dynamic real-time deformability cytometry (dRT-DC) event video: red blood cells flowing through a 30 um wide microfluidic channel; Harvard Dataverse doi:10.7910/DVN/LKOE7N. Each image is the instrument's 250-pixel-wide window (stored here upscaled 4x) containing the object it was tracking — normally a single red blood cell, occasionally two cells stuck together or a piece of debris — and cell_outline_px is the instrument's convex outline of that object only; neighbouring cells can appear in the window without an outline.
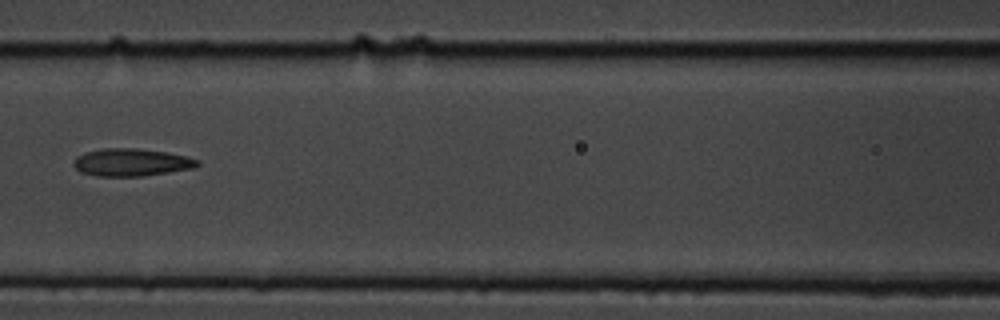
{"species": "common noctule bat (a hibernating species)", "species_latin": "Nyctalus noctula", "temperature_condition": "cold", "stored_images_in_passage": 15, "camera_frame_rate_fps": 3000, "um_per_image_px": 0.085, "animal": {"sex": "male", "body_mass_g": 19.5, "forearm_length_mm": 54.6}, "frame": {"image": 1, "passage_image": 7, "time_ms": 2.0, "image_size_px": [1000, 320], "cell_outline_px": [[200, 164], [196, 168], [140, 176], [96, 176], [80, 172], [72, 164], [76, 156], [84, 152], [104, 148], [136, 148], [164, 152], [184, 156], [200, 160]], "centroid_in_image_um": [11.14, 13.8], "position_along_channel_um": 155.5, "area_um2": 19.88}}
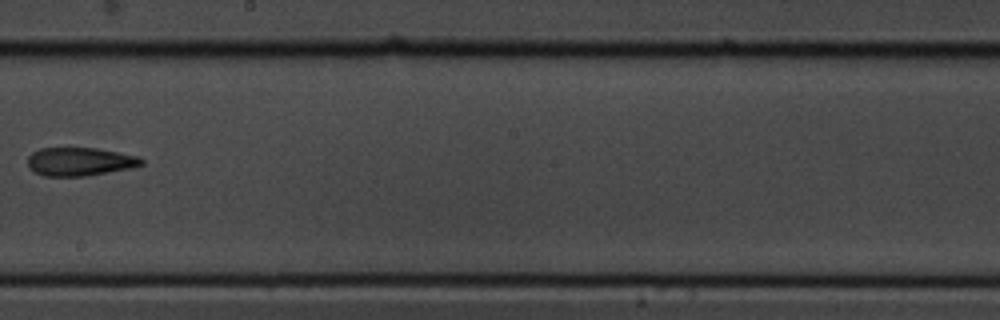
{"frame": {"image": 2, "passage_image": 9, "time_ms": 2.667, "image_size_px": [1000, 320], "cell_outline_px": [[144, 164], [128, 168], [88, 176], [44, 176], [28, 168], [28, 156], [32, 152], [40, 148], [96, 148], [136, 156], [144, 160]], "centroid_in_image_um": [6.74, 13.74], "position_along_channel_um": 241.5, "area_um2": 18.67}}
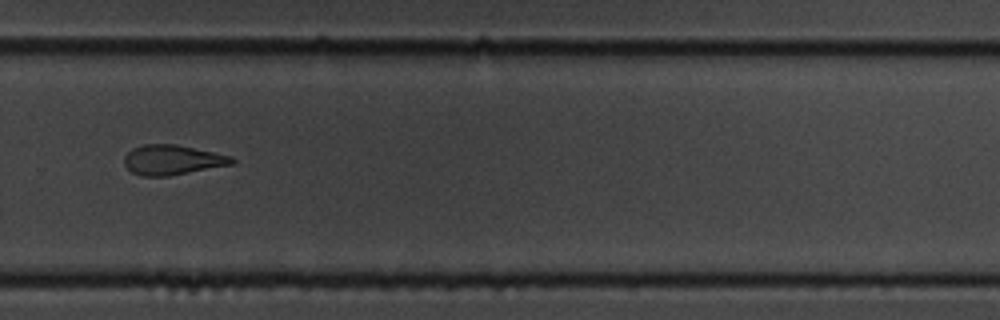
{"frame": {"image": 3, "passage_image": 11, "time_ms": 3.333, "image_size_px": [1000, 320], "cell_outline_px": [[236, 160], [232, 164], [168, 176], [140, 176], [132, 172], [124, 164], [124, 156], [132, 148], [144, 144], [176, 144], [232, 156]], "centroid_in_image_um": [14.63, 13.58], "position_along_channel_um": 315.2, "area_um2": 18.67}}